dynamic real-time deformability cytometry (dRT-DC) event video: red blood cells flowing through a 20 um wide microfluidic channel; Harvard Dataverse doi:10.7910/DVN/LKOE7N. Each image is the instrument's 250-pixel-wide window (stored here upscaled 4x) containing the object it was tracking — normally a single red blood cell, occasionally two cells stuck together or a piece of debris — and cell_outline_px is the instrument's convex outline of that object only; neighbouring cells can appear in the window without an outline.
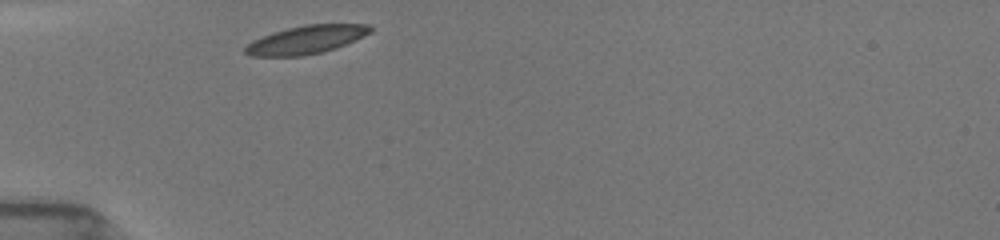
{"species": "common noctule bat (a hibernating species)", "species_latin": "Nyctalus noctula", "temperature_condition": "room temperature", "stored_images_in_passage": 6, "camera_frame_rate_fps": 3000, "um_per_image_px": 0.085, "animal": {"sex": "female", "body_mass_g": 19.5, "forearm_length_mm": 54.1}, "frame": {"image": 1, "passage_image": 1, "time_ms": 0.0, "image_size_px": [1000, 240], "cell_outline_px": [[372, 32], [364, 36], [336, 48], [324, 52], [304, 56], [248, 56], [244, 52], [244, 48], [252, 40], [272, 32], [304, 24], [368, 24], [372, 28]], "centroid_in_image_um": [26.01, 3.38], "position_along_channel_um": 59.0, "area_um2": 20.75}}
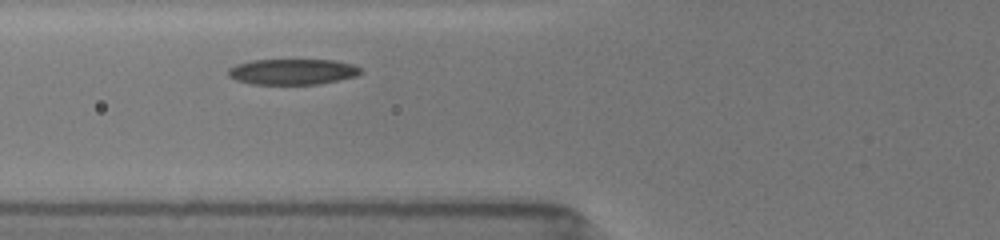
{"frame": {"image": 2, "passage_image": 3, "time_ms": 1.333, "image_size_px": [1000, 240], "cell_outline_px": [[360, 72], [356, 76], [316, 84], [252, 84], [236, 80], [228, 76], [228, 68], [236, 64], [252, 60], [332, 60], [352, 64], [360, 68]], "centroid_in_image_um": [24.8, 6.09], "position_along_channel_um": 101.0, "area_um2": 19.65}}
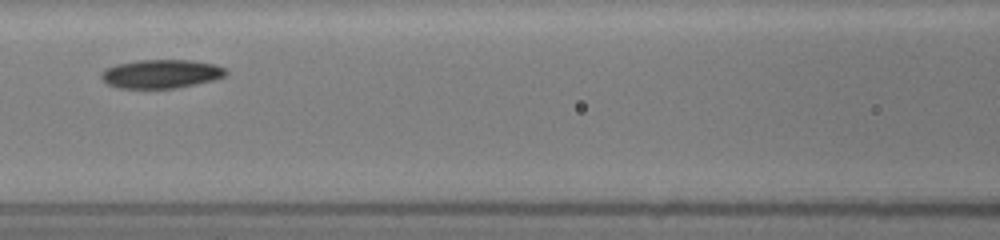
{"frame": {"image": 3, "passage_image": 5, "time_ms": 2.667, "image_size_px": [1000, 240], "cell_outline_px": [[228, 72], [224, 76], [216, 80], [176, 88], [120, 88], [108, 84], [100, 76], [100, 72], [104, 68], [116, 64], [136, 60], [192, 60], [216, 64], [228, 68]], "centroid_in_image_um": [13.73, 6.27], "position_along_channel_um": 152.9, "area_um2": 21.15}}